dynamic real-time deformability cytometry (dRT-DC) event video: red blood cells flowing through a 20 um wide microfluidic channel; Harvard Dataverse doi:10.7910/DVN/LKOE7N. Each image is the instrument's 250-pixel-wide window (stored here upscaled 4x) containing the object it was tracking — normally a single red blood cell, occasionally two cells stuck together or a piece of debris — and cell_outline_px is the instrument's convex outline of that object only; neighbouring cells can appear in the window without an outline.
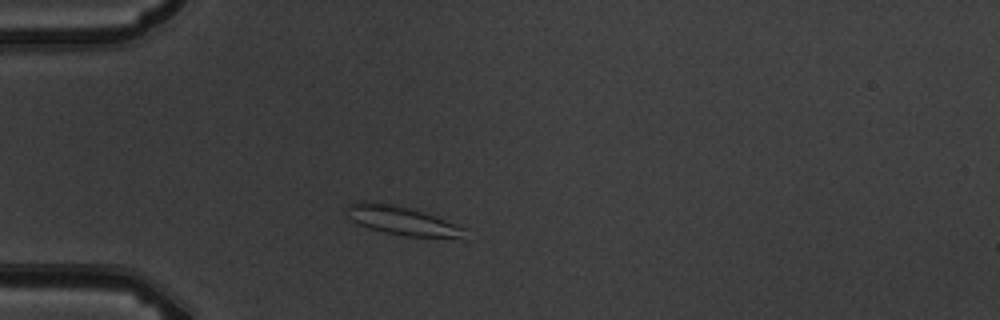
{"species": "common noctule bat (a hibernating species)", "species_latin": "Nyctalus noctula", "temperature_condition": "warm", "stored_images_in_passage": 7, "camera_frame_rate_fps": 3000, "um_per_image_px": 0.085, "animal": {"sex": "male", "body_mass_g": 19.5, "forearm_length_mm": 54.6}, "frame": {"image": 1, "passage_image": 1, "time_ms": 0.0, "image_size_px": [1000, 320], "cell_outline_px": [[468, 240], [464, 240], [404, 236], [380, 232], [368, 228], [352, 220], [348, 216], [348, 204], [364, 200], [376, 200], [396, 204], [412, 208], [436, 216], [468, 228]], "centroid_in_image_um": [34.33, 18.78], "position_along_channel_um": 50.7, "area_um2": 21.04}}
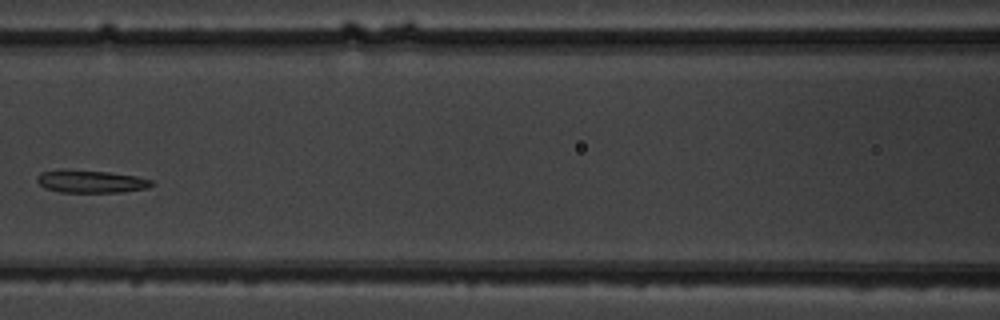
{"frame": {"image": 2, "passage_image": 4, "time_ms": 3.333, "image_size_px": [1000, 320], "cell_outline_px": [[156, 184], [148, 188], [120, 192], [60, 192], [44, 188], [36, 180], [36, 176], [40, 172], [108, 172], [136, 176], [152, 180]], "centroid_in_image_um": [7.81, 15.47], "position_along_channel_um": 158.8, "area_um2": 14.45}}
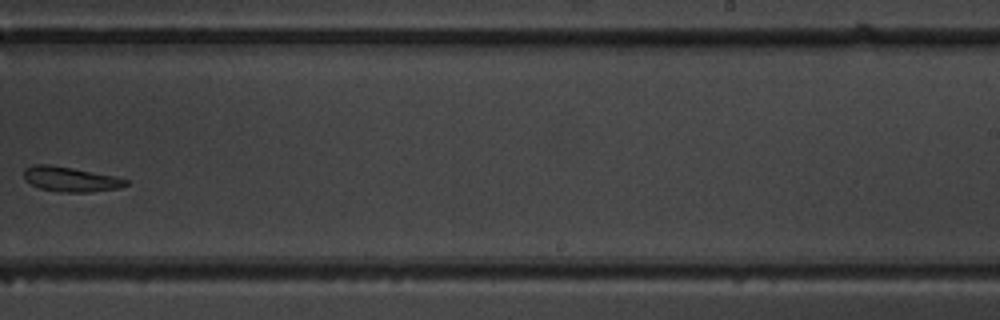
{"frame": {"image": 3, "passage_image": 7, "time_ms": 6.667, "image_size_px": [1000, 320], "cell_outline_px": [[128, 184], [120, 188], [92, 192], [60, 192], [40, 188], [24, 180], [24, 168], [32, 164], [48, 164], [72, 168], [116, 176], [128, 180]], "centroid_in_image_um": [5.99, 15.23], "position_along_channel_um": 283.0, "area_um2": 14.85}}